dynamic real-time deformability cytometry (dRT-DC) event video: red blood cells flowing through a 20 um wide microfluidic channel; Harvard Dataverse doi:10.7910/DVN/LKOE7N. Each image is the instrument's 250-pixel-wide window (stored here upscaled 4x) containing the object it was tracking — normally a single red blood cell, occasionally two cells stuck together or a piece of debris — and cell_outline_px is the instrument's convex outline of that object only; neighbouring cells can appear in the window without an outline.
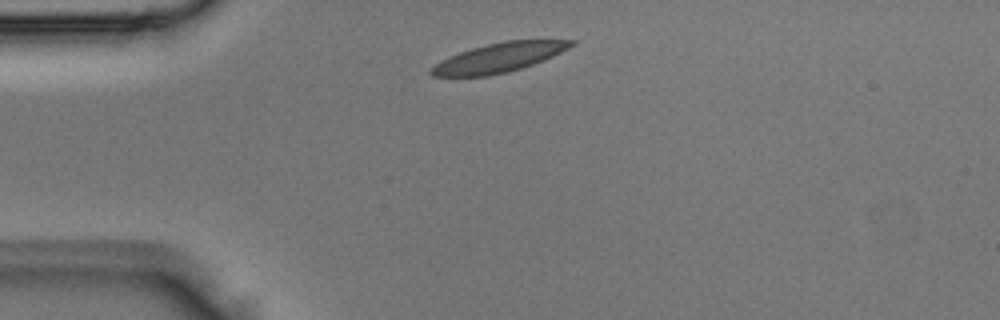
{"species": "Egyptian fruit bat (a non-hibernating species)", "species_latin": "Rousettus aegyptiacus", "temperature_condition": "room temperature", "stored_images_in_passage": 1, "camera_frame_rate_fps": 3000, "um_per_image_px": 0.085, "animal": {"sex": "male"}, "frame": {"image": 1, "passage_image": 1, "time_ms": 0.0, "image_size_px": [1000, 320], "cell_outline_px": [[580, 40], [576, 44], [544, 60], [508, 72], [488, 76], [432, 76], [428, 72], [440, 60], [448, 56], [472, 48], [504, 40]], "centroid_in_image_um": [42.41, 4.89], "position_along_channel_um": 42.6, "area_um2": 23.76}}